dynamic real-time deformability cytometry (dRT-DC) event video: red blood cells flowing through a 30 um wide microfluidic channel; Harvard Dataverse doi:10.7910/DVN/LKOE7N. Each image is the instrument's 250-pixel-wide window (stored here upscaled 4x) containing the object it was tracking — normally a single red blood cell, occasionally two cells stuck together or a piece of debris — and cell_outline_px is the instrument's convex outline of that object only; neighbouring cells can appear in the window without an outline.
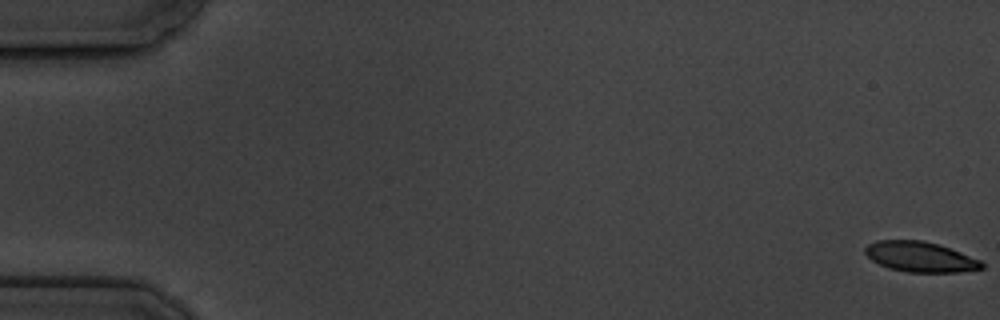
{"species": "common noctule bat (a hibernating species)", "species_latin": "Nyctalus noctula", "temperature_condition": "cold", "stored_images_in_passage": 7, "segment_of_instrument_passage": [1, 2], "camera_frame_rate_fps": 3000, "um_per_image_px": 0.085, "animal": {"sex": "male", "body_mass_g": 19.5, "forearm_length_mm": 54.6}, "frame": {"image": 1, "passage_image": 1, "time_ms": 0.0, "image_size_px": [1000, 320], "cell_outline_px": [[984, 268], [956, 272], [908, 272], [888, 268], [872, 260], [864, 252], [864, 248], [868, 244], [876, 240], [924, 240], [940, 244], [980, 260], [984, 264]], "centroid_in_image_um": [78.2, 21.82], "position_along_channel_um": 6.8, "area_um2": 20.58}}
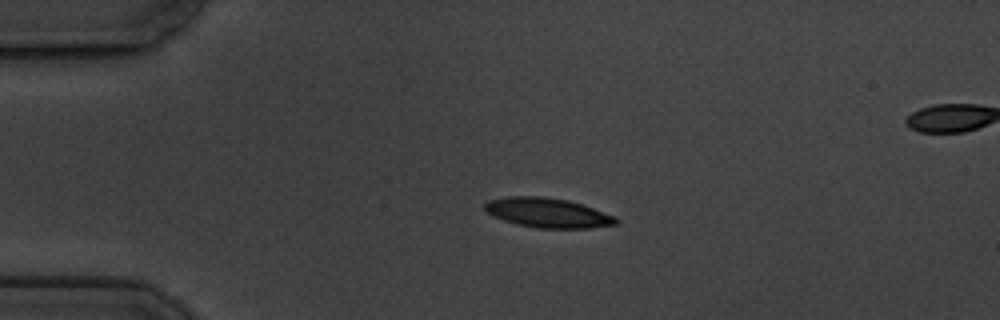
{"frame": {"image": 2, "passage_image": 5, "time_ms": 4.333, "image_size_px": [1000, 320], "cell_outline_px": [[620, 220], [616, 224], [588, 228], [536, 228], [516, 224], [504, 220], [488, 212], [484, 208], [484, 204], [488, 200], [508, 196], [544, 196], [568, 200], [584, 204], [616, 216]], "centroid_in_image_um": [46.6, 18.08], "position_along_channel_um": 38.4, "area_um2": 22.77}}